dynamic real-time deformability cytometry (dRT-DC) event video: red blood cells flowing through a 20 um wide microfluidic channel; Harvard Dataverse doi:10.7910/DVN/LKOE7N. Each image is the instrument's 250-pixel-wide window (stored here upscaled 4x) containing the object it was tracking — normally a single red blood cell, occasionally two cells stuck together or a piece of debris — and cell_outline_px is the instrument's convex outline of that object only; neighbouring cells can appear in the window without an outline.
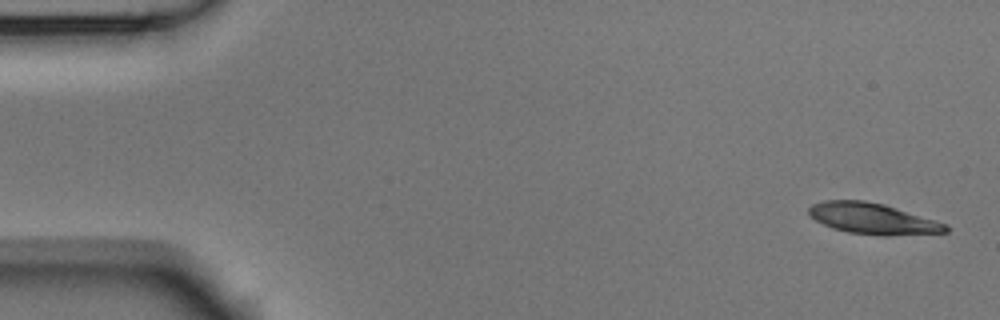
{"species": "Egyptian fruit bat (a non-hibernating species)", "species_latin": "Rousettus aegyptiacus", "temperature_condition": "room temperature", "stored_images_in_passage": 6, "segment_of_instrument_passage": [1, 2], "camera_frame_rate_fps": 3000, "um_per_image_px": 0.085, "animal": {"sex": "male"}, "frame": {"image": 1, "passage_image": 1, "time_ms": 0.0, "image_size_px": [1000, 320], "cell_outline_px": [[948, 232], [888, 236], [880, 236], [848, 232], [832, 228], [816, 220], [808, 212], [808, 208], [812, 204], [824, 200], [864, 200], [880, 204], [948, 224]], "centroid_in_image_um": [74.16, 18.6], "position_along_channel_um": 10.8, "area_um2": 24.39}}
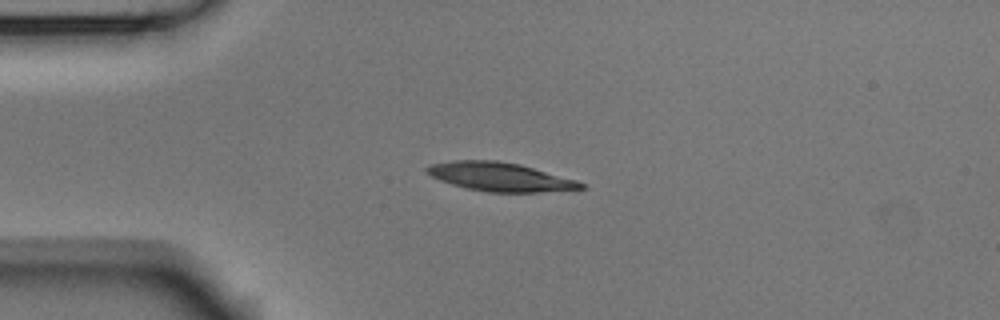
{"frame": {"image": 2, "passage_image": 4, "time_ms": 1.0, "image_size_px": [1000, 320], "cell_outline_px": [[588, 188], [540, 192], [488, 192], [468, 188], [452, 184], [440, 180], [432, 176], [424, 168], [428, 164], [452, 160], [496, 160], [520, 164], [576, 180], [584, 184]], "centroid_in_image_um": [42.49, 15.02], "position_along_channel_um": 42.5, "area_um2": 25.66}}